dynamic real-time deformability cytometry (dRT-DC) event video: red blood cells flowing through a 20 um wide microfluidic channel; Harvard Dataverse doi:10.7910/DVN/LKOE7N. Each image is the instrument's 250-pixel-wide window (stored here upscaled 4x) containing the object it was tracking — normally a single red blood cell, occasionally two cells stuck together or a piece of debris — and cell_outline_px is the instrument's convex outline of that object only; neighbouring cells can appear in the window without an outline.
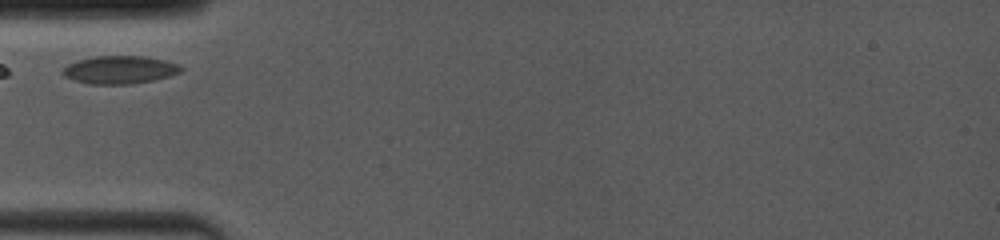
{"species": "common noctule bat (a hibernating species)", "species_latin": "Nyctalus noctula", "temperature_condition": "room temperature", "stored_images_in_passage": 19, "camera_frame_rate_fps": 4000, "um_per_image_px": 0.085, "animal": {"sex": "female", "body_mass_g": 19.0, "forearm_length_mm": 53.3}, "frame": {"image": 1, "passage_image": 2, "time_ms": 0.5, "image_size_px": [1000, 240], "cell_outline_px": [[184, 68], [180, 72], [168, 76], [152, 80], [132, 84], [92, 84], [76, 80], [64, 76], [60, 72], [68, 64], [80, 60], [96, 56], [140, 56], [164, 60], [180, 64]], "centroid_in_image_um": [10.19, 5.93], "position_along_channel_um": 74.8, "area_um2": 19.02}}
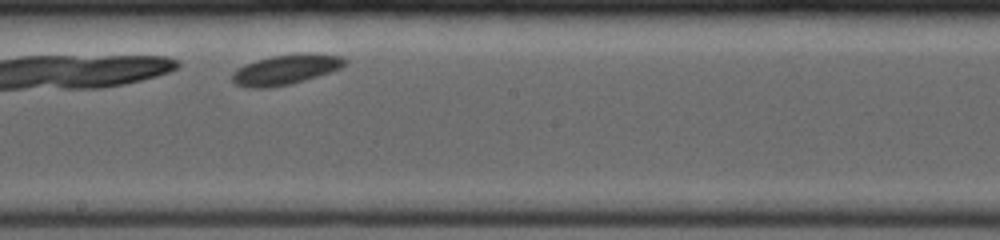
{"frame": {"image": 2, "passage_image": 10, "time_ms": 4.5, "image_size_px": [1000, 240], "cell_outline_px": [[348, 64], [340, 68], [304, 80], [288, 84], [268, 88], [248, 88], [236, 84], [232, 80], [232, 72], [236, 68], [244, 64], [256, 60], [272, 56], [344, 56], [348, 60]], "centroid_in_image_um": [24.19, 5.96], "position_along_channel_um": 224.0, "area_um2": 18.79}}
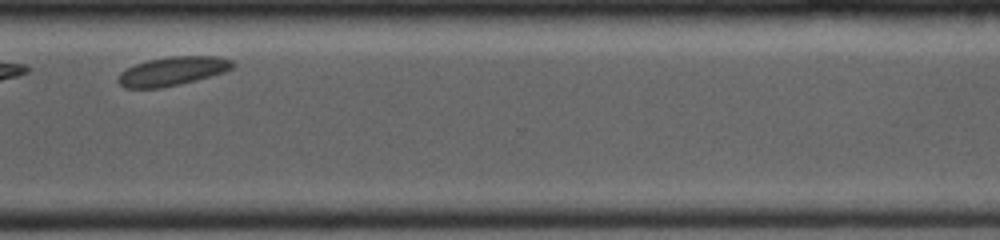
{"frame": {"image": 3, "passage_image": 17, "time_ms": 8.0, "image_size_px": [1000, 240], "cell_outline_px": [[236, 64], [232, 68], [224, 72], [196, 80], [180, 84], [160, 88], [124, 88], [116, 80], [120, 72], [136, 64], [148, 60], [172, 56], [220, 56], [232, 60]], "centroid_in_image_um": [14.67, 6.05], "position_along_channel_um": 355.9, "area_um2": 19.25}}